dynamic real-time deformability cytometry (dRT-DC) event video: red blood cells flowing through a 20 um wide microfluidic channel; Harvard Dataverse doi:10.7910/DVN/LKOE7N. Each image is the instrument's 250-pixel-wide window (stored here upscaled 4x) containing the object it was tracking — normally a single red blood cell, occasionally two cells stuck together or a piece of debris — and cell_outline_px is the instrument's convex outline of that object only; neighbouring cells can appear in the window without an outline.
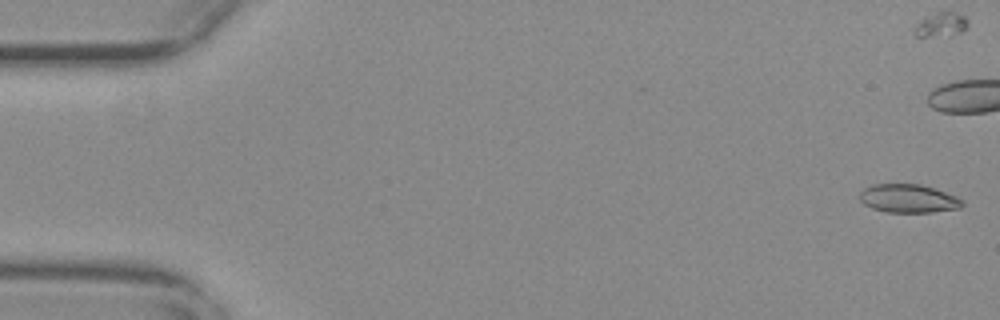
{"species": "common noctule bat (a hibernating species)", "species_latin": "Nyctalus noctula", "temperature_condition": "warm", "stored_images_in_passage": 5, "camera_frame_rate_fps": 3000, "um_per_image_px": 0.085, "animal": {"sex": "female", "body_mass_g": 29.2, "forearm_length_mm": 56.3}, "frame": {"image": 1, "passage_image": 1, "time_ms": 0.0, "image_size_px": [1000, 320], "cell_outline_px": [[964, 204], [960, 208], [932, 212], [888, 212], [872, 208], [864, 204], [860, 200], [860, 192], [864, 188], [872, 184], [920, 184], [956, 196], [964, 200]], "centroid_in_image_um": [77.21, 16.87], "position_along_channel_um": 7.8, "area_um2": 16.94}}